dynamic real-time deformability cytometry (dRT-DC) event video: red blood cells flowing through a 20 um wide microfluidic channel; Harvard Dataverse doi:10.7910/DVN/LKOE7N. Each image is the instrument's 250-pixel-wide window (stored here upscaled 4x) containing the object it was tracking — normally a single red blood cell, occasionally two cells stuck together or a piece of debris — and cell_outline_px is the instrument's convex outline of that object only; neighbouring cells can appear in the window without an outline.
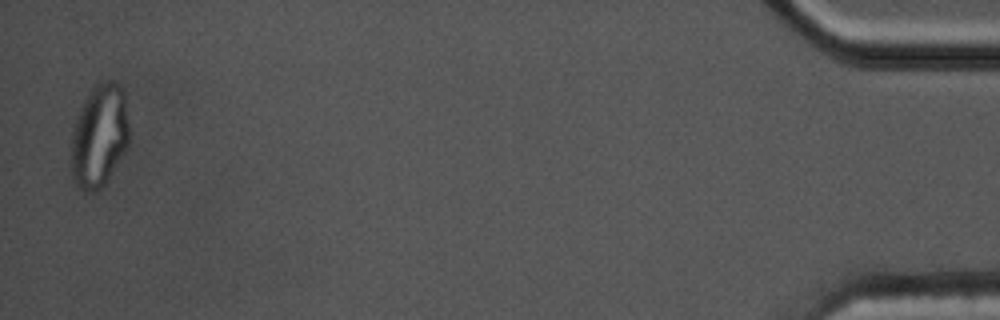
{"species": "common noctule bat (a hibernating species)", "species_latin": "Nyctalus noctula", "temperature_condition": "cold", "stored_images_in_passage": 58, "segment_of_instrument_passage": [2, 2], "camera_frame_rate_fps": 3000, "um_per_image_px": 0.085, "animal": {"sex": "male", "body_mass_g": 17.5, "forearm_length_mm": 52.3}, "frame": {"image": 1, "passage_image": 57, "time_ms": 18.667, "image_size_px": [1000, 320], "cell_outline_px": [[128, 148], [108, 180], [100, 188], [92, 192], [84, 192], [76, 184], [72, 176], [72, 132], [76, 120], [92, 88], [96, 84], [104, 80], [112, 80], [120, 84], [124, 88], [128, 124]], "centroid_in_image_um": [8.48, 11.56], "position_along_channel_um": 426.7, "area_um2": 34.68}}